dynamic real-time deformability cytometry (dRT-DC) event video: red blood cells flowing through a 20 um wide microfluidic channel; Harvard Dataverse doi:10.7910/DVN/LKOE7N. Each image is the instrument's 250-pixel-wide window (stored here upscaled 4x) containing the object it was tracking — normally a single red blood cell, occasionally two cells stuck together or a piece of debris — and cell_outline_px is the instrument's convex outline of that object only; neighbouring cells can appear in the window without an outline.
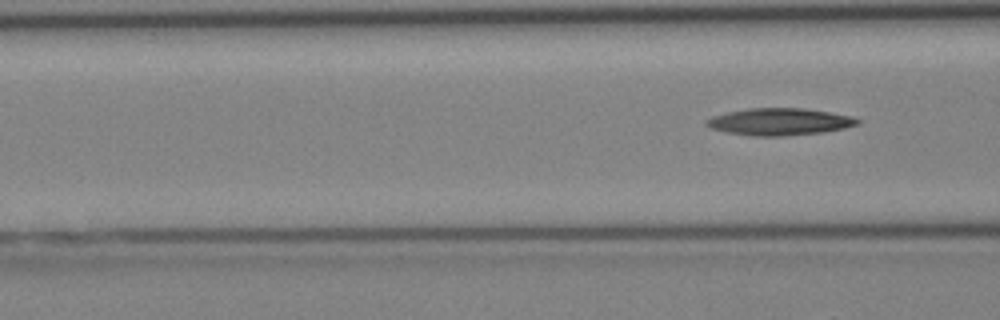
{"species": "Egyptian fruit bat (a non-hibernating species)", "species_latin": "Rousettus aegyptiacus", "temperature_condition": "cold", "stored_images_in_passage": 8, "segment_of_instrument_passage": [2, 2], "camera_frame_rate_fps": 3000, "um_per_image_px": 0.085, "animal": {"sex": "female"}, "frame": {"image": 1, "passage_image": 8, "time_ms": 9.0, "image_size_px": [1000, 320], "cell_outline_px": [[860, 124], [844, 128], [820, 132], [784, 136], [752, 136], [724, 132], [712, 128], [704, 124], [704, 120], [728, 112], [748, 108], [804, 108], [852, 116], [860, 120]], "centroid_in_image_um": [66.25, 10.35], "position_along_channel_um": 100.4, "area_um2": 23.7}}